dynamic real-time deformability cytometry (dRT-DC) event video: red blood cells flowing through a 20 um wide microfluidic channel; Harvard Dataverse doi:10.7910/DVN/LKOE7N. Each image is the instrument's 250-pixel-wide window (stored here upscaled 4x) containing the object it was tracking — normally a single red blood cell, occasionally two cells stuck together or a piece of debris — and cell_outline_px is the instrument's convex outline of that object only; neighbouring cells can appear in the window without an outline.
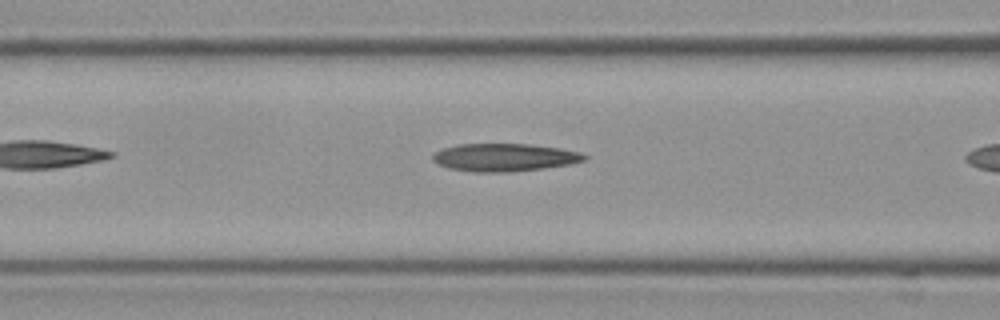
{"species": "Egyptian fruit bat (a non-hibernating species)", "species_latin": "Rousettus aegyptiacus", "temperature_condition": "cold", "stored_images_in_passage": 8, "camera_frame_rate_fps": 3000, "um_per_image_px": 0.085, "frame": {"image": 1, "passage_image": 7, "time_ms": 2.0, "image_size_px": [1000, 320], "cell_outline_px": [[588, 156], [584, 160], [568, 164], [540, 168], [508, 172], [476, 172], [448, 168], [432, 160], [432, 156], [436, 152], [444, 148], [456, 144], [528, 144], [560, 148], [580, 152]], "centroid_in_image_um": [42.85, 13.37], "position_along_channel_um": 123.7, "area_um2": 24.28}}